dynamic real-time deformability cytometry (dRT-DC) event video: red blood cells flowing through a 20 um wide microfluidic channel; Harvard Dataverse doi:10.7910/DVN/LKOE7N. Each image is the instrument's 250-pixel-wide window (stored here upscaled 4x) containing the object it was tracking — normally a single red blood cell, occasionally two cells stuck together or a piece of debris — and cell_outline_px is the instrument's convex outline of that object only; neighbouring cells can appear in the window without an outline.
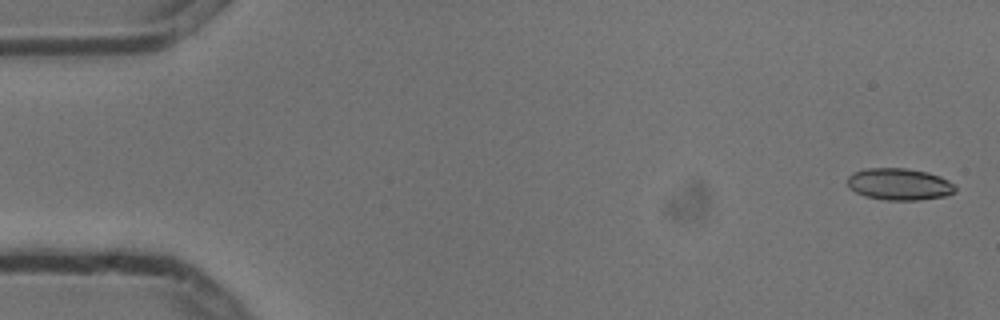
{"species": "common noctule bat (a hibernating species)", "species_latin": "Nyctalus noctula", "temperature_condition": "cold", "stored_images_in_passage": 5, "camera_frame_rate_fps": 3000, "um_per_image_px": 0.085, "animal": {"sex": "male", "body_mass_g": 13.3}, "frame": {"image": 1, "passage_image": 1, "time_ms": 0.0, "image_size_px": [1000, 320], "cell_outline_px": [[956, 192], [948, 196], [920, 200], [884, 200], [864, 196], [848, 188], [848, 176], [864, 168], [904, 168], [928, 172], [940, 176], [956, 184]], "centroid_in_image_um": [76.48, 15.67], "position_along_channel_um": 8.5, "area_um2": 20.29}}
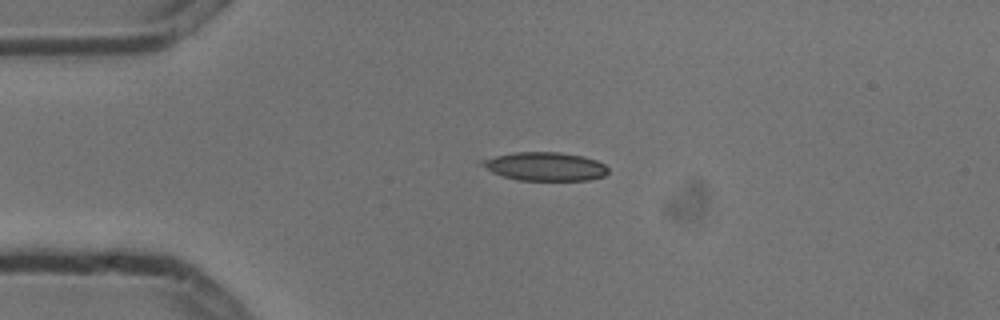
{"frame": {"image": 2, "passage_image": 4, "time_ms": 1.0, "image_size_px": [1000, 320], "cell_outline_px": [[608, 172], [604, 176], [588, 180], [516, 180], [492, 172], [480, 164], [476, 160], [512, 152], [560, 152], [584, 156], [596, 160], [604, 164], [608, 168]], "centroid_in_image_um": [46.3, 14.14], "position_along_channel_um": 38.7, "area_um2": 21.15}}